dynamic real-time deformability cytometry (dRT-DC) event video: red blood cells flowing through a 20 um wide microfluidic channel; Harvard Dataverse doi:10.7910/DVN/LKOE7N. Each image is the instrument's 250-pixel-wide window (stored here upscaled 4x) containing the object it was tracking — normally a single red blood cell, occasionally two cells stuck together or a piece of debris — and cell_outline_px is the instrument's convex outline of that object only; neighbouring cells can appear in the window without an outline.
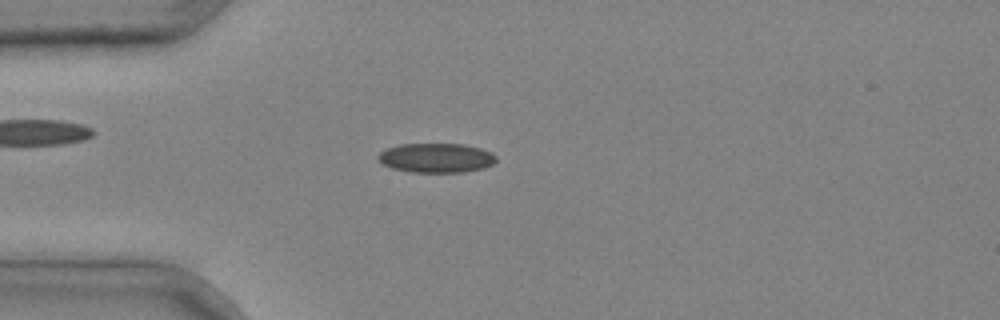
{"species": "common noctule bat (a hibernating species)", "species_latin": "Nyctalus noctula", "temperature_condition": "cold", "stored_images_in_passage": 31, "camera_frame_rate_fps": 3000, "um_per_image_px": 0.085, "animal": {"sex": "male", "body_mass_g": 20.4}, "frame": {"image": 1, "passage_image": 1, "time_ms": 0.0, "image_size_px": [1000, 320], "cell_outline_px": [[496, 160], [492, 164], [484, 168], [464, 172], [412, 172], [392, 168], [384, 164], [376, 156], [380, 152], [388, 148], [400, 144], [464, 144], [480, 148], [492, 152], [496, 156]], "centroid_in_image_um": [37.1, 13.42], "position_along_channel_um": 47.9, "area_um2": 20.17}}
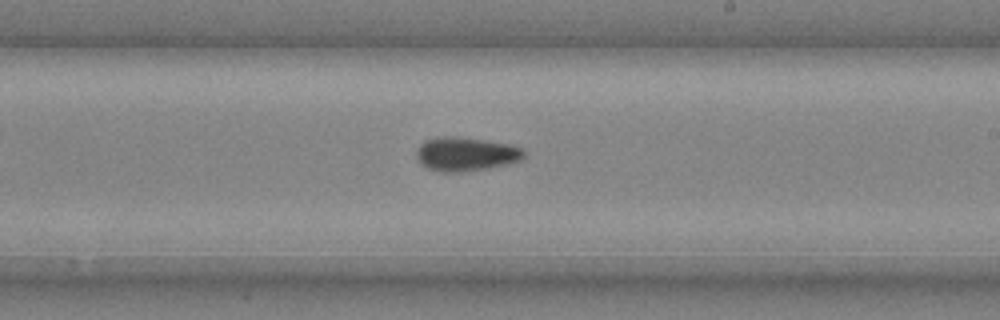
{"frame": {"image": 2, "passage_image": 15, "time_ms": 4.667, "image_size_px": [1000, 320], "cell_outline_px": [[524, 156], [520, 160], [488, 168], [460, 172], [440, 172], [428, 168], [420, 164], [416, 156], [416, 148], [424, 140], [444, 136], [452, 136], [484, 140], [508, 144], [520, 148], [524, 152]], "centroid_in_image_um": [39.52, 13.1], "position_along_channel_um": 249.5, "area_um2": 21.04}}
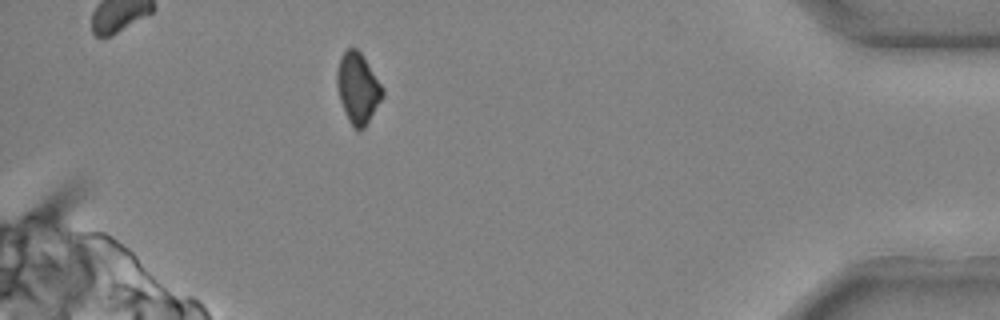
{"frame": {"image": 3, "passage_image": 28, "time_ms": 9.0, "image_size_px": [1000, 320], "cell_outline_px": [[384, 96], [364, 128], [352, 128], [348, 120], [340, 100], [336, 84], [336, 72], [340, 56], [348, 48], [356, 48], [360, 52], [384, 88]], "centroid_in_image_um": [30.41, 7.48], "position_along_channel_um": 404.8, "area_um2": 18.67}}